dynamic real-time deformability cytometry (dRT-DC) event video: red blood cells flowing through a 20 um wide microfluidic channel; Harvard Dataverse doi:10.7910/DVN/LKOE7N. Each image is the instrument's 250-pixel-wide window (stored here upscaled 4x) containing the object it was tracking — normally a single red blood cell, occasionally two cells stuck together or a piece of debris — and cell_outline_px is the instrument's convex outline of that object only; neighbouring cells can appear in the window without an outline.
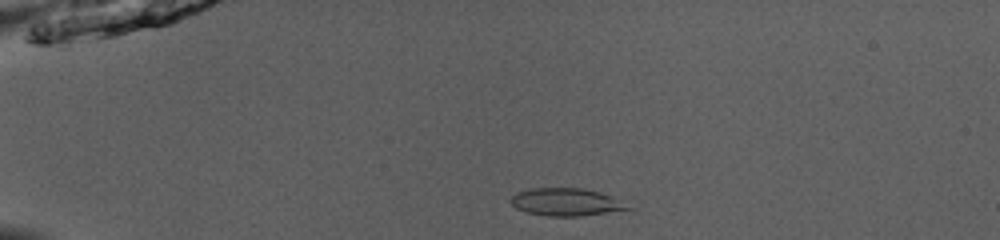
{"species": "common noctule bat (a hibernating species)", "species_latin": "Nyctalus noctula", "temperature_condition": "room temperature", "stored_images_in_passage": 43, "camera_frame_rate_fps": 3000, "um_per_image_px": 0.085, "animal": {"sex": "male", "body_mass_g": 13.0, "forearm_length_mm": 53.1}, "frame": {"image": 1, "passage_image": 4, "time_ms": 1.0, "image_size_px": [1000, 240], "cell_outline_px": [[636, 208], [580, 216], [548, 216], [528, 212], [516, 208], [508, 200], [516, 192], [532, 188], [580, 188], [600, 192], [612, 196]], "centroid_in_image_um": [48.13, 17.17], "position_along_channel_um": 36.9, "area_um2": 18.84}}
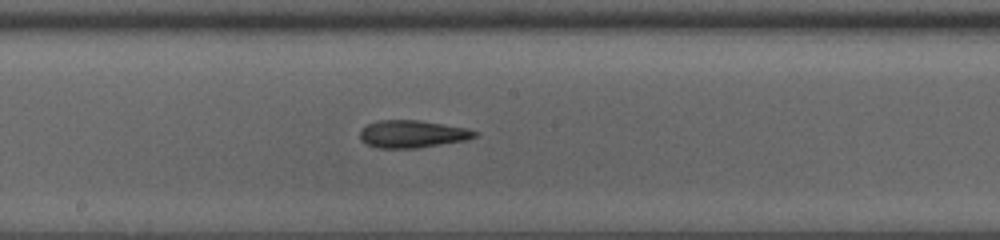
{"frame": {"image": 2, "passage_image": 21, "time_ms": 6.667, "image_size_px": [1000, 240], "cell_outline_px": [[480, 132], [476, 136], [464, 140], [416, 148], [376, 148], [360, 140], [360, 128], [368, 124], [380, 120], [420, 120], [468, 128]], "centroid_in_image_um": [35.03, 11.38], "position_along_channel_um": 213.2, "area_um2": 18.38}}
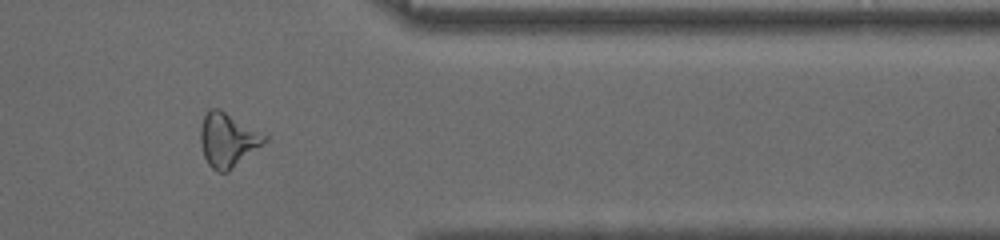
{"frame": {"image": 3, "passage_image": 35, "time_ms": 11.333, "image_size_px": [1000, 240], "cell_outline_px": [[268, 140], [228, 172], [216, 172], [208, 164], [204, 156], [200, 144], [200, 128], [204, 116], [208, 108], [220, 108], [268, 136]], "centroid_in_image_um": [19.34, 11.88], "position_along_channel_um": 392.1, "area_um2": 20.23}, "authors_computed_cell_mechanics": {"area_um2": 19.0162, "velocity_mm_per_s": 4.0117, "shape_relaxation_time_tau1_ms": 8.2251, "shape_relaxation_time_tau2_ms": 2.9682, "deformation_change_tau1": 0.1823, "deformation_change_tau2": 0.1277}}